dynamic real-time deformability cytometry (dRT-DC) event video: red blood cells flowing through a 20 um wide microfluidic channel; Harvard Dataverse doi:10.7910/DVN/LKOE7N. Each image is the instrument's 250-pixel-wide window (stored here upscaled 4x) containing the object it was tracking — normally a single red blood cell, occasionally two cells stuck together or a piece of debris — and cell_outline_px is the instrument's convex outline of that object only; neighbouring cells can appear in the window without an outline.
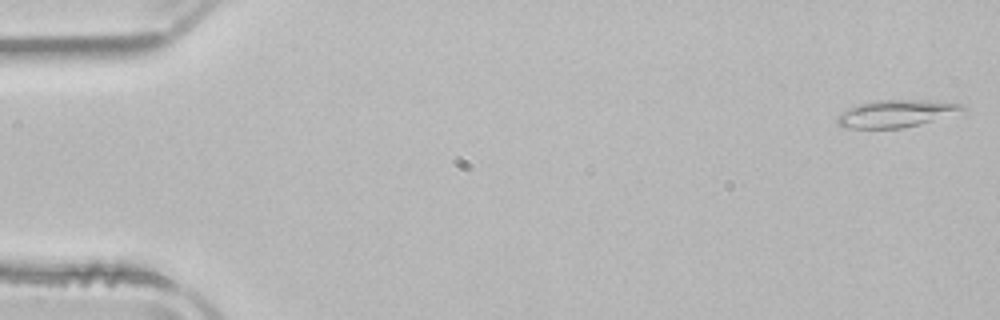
{"species": "common noctule bat (a hibernating species)", "species_latin": "Nyctalus noctula", "temperature_condition": "room temperature", "stored_images_in_passage": 6, "camera_frame_rate_fps": 3000, "um_per_image_px": 0.085, "animal": {"sex": "male", "body_mass_g": 21.5, "forearm_length_mm": 52.0}, "frame": {"image": 1, "passage_image": 1, "time_ms": 0.0, "image_size_px": [1000, 320], "cell_outline_px": [[964, 108], [920, 124], [904, 128], [852, 128], [840, 124], [836, 120], [848, 108], [860, 104], [876, 100], [924, 100], [960, 104]], "centroid_in_image_um": [76.08, 9.65], "position_along_channel_um": 8.9, "area_um2": 18.84}}